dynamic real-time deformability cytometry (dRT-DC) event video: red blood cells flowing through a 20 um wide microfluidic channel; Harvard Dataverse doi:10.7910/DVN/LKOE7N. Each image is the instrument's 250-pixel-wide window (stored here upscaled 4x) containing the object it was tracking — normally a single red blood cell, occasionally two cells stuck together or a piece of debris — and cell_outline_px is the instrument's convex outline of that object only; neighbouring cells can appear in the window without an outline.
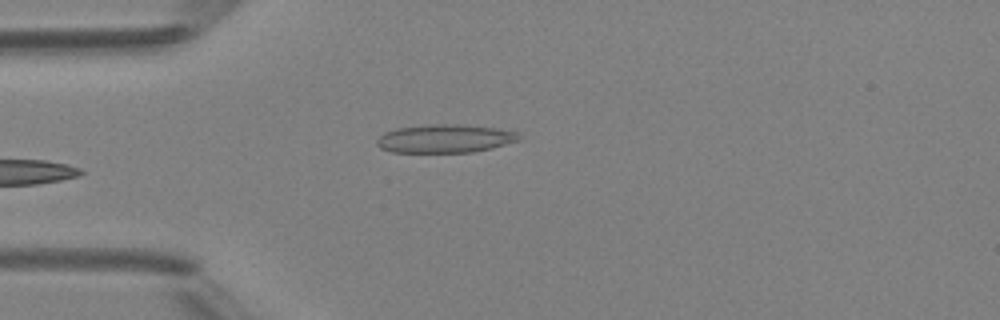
{"species": "Egyptian fruit bat (a non-hibernating species)", "species_latin": "Rousettus aegyptiacus", "temperature_condition": "room temperature", "stored_images_in_passage": 6, "camera_frame_rate_fps": 3000, "um_per_image_px": 0.085, "animal": {"sex": "female"}, "frame": {"image": 1, "passage_image": 5, "time_ms": 4.667, "image_size_px": [1000, 320], "cell_outline_px": [[520, 140], [492, 148], [472, 152], [392, 152], [380, 148], [376, 144], [376, 140], [384, 132], [396, 128], [428, 124], [464, 124], [496, 128], [520, 132]], "centroid_in_image_um": [37.83, 11.77], "position_along_channel_um": 47.2, "area_um2": 23.7}}